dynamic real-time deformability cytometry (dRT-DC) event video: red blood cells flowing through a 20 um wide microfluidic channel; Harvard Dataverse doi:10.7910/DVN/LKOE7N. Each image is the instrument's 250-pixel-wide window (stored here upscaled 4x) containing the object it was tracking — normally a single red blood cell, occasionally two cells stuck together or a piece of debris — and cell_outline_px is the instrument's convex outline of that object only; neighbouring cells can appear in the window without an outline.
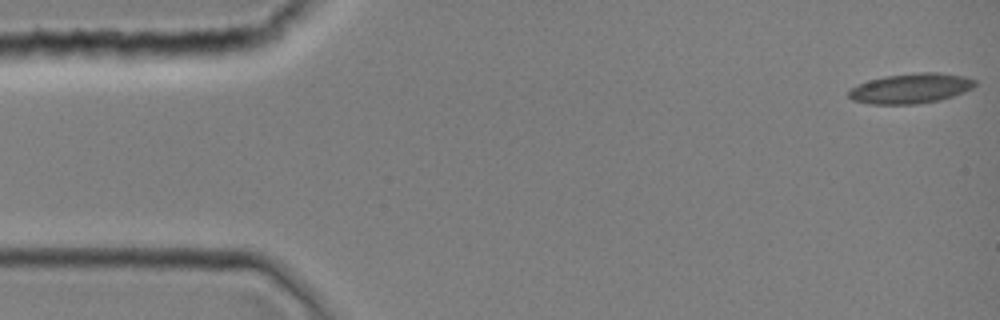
{"species": "common noctule bat (a hibernating species)", "species_latin": "Nyctalus noctula", "temperature_condition": "room temperature", "stored_images_in_passage": 2, "camera_frame_rate_fps": 3000, "um_per_image_px": 0.085, "animal": {"sex": "female", "body_mass_g": 19.0, "forearm_length_mm": 51.5}, "frame": {"image": 1, "passage_image": 1, "time_ms": 0.0, "image_size_px": [1000, 320], "cell_outline_px": [[976, 84], [972, 88], [964, 92], [940, 100], [916, 104], [868, 104], [852, 100], [848, 96], [848, 92], [852, 88], [860, 84], [884, 76], [920, 72], [936, 72], [964, 76], [976, 80]], "centroid_in_image_um": [77.43, 7.52], "position_along_channel_um": 7.6, "area_um2": 21.96}}